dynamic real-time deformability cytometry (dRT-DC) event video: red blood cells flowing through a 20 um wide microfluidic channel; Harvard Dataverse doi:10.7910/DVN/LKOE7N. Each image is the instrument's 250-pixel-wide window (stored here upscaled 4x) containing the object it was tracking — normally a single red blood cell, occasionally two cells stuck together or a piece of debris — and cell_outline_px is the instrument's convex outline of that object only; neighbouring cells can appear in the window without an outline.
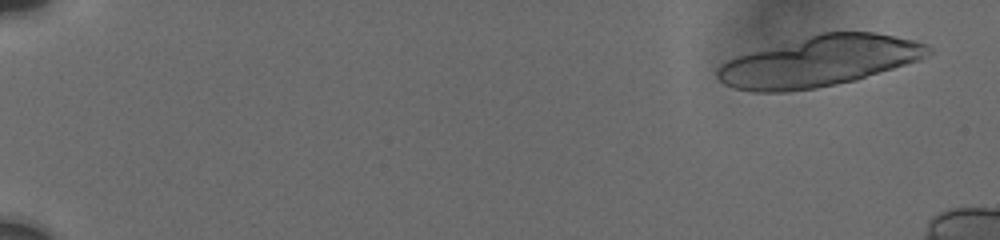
{"species": "human", "species_latin": "Homo sapiens", "temperature_condition": "cold", "stored_images_in_passage": 20, "camera_frame_rate_fps": 3000, "um_per_image_px": 0.085, "donor": {"sex": "male"}, "frame": {"image": 1, "passage_image": 2, "time_ms": 0.667, "image_size_px": [1000, 240], "cell_outline_px": [[932, 52], [920, 60], [856, 80], [816, 88], [784, 92], [752, 92], [732, 88], [724, 84], [716, 76], [716, 68], [720, 64], [736, 56], [820, 32], [876, 32], [896, 36], [928, 44], [932, 48]], "centroid_in_image_um": [69.64, 5.22], "position_along_channel_um": 15.4, "area_um2": 62.19}}
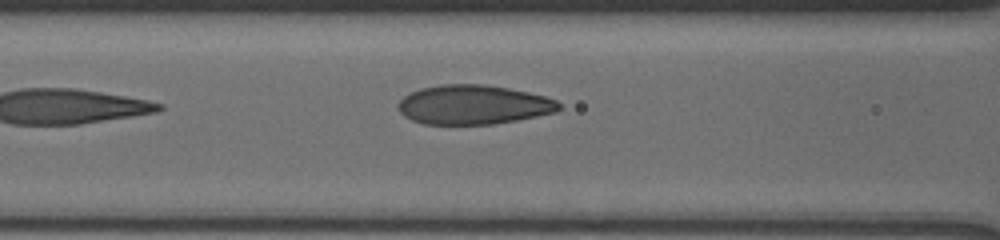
{"frame": {"image": 2, "passage_image": 20, "time_ms": 8.667, "image_size_px": [1000, 240], "cell_outline_px": [[560, 108], [556, 112], [516, 120], [492, 124], [424, 124], [412, 120], [404, 116], [400, 112], [400, 100], [404, 96], [420, 88], [440, 84], [484, 84], [508, 88], [528, 92], [544, 96], [556, 100], [560, 104]], "centroid_in_image_um": [40.24, 8.89], "position_along_channel_um": 126.4, "area_um2": 36.65}}